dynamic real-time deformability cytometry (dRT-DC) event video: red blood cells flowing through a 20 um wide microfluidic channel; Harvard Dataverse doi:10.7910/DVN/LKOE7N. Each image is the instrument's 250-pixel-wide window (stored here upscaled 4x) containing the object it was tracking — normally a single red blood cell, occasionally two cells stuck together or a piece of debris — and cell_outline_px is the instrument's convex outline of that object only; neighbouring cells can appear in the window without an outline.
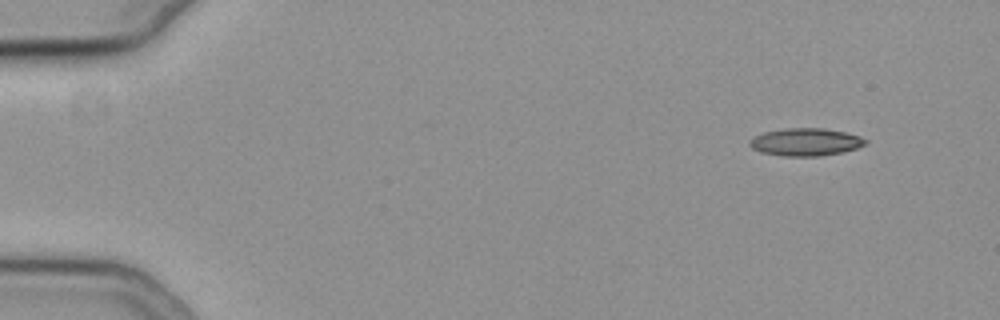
{"species": "common noctule bat (a hibernating species)", "species_latin": "Nyctalus noctula", "temperature_condition": "cold", "stored_images_in_passage": 51, "camera_frame_rate_fps": 3000, "um_per_image_px": 0.085, "animal": {"sex": "female", "body_mass_g": 19.3, "forearm_length_mm": 54.1}, "frame": {"image": 1, "passage_image": 1, "time_ms": 0.0, "image_size_px": [1000, 320], "cell_outline_px": [[868, 144], [844, 152], [820, 156], [784, 156], [760, 152], [752, 148], [748, 144], [756, 136], [764, 132], [784, 128], [824, 128], [844, 132], [860, 136], [868, 140]], "centroid_in_image_um": [68.52, 12.07], "position_along_channel_um": 16.5, "area_um2": 18.67}}
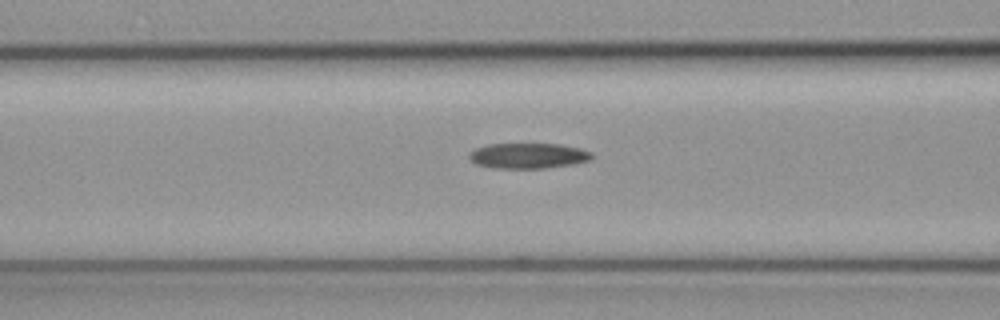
{"frame": {"image": 2, "passage_image": 19, "time_ms": 6.0, "image_size_px": [1000, 320], "cell_outline_px": [[592, 156], [588, 160], [572, 164], [544, 168], [496, 168], [476, 164], [468, 156], [468, 152], [476, 148], [488, 144], [560, 144], [580, 148], [592, 152]], "centroid_in_image_um": [44.87, 13.23], "position_along_channel_um": 121.7, "area_um2": 18.03}}
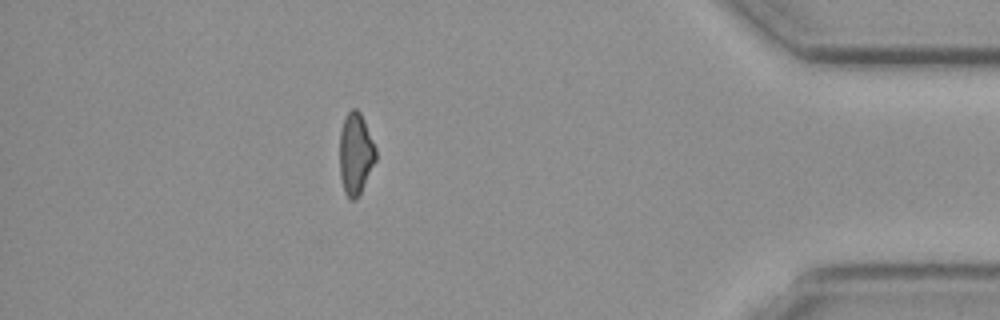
{"frame": {"image": 3, "passage_image": 45, "time_ms": 14.667, "image_size_px": [1000, 320], "cell_outline_px": [[376, 160], [356, 200], [348, 200], [344, 192], [340, 176], [340, 132], [344, 116], [352, 108], [356, 108], [360, 112], [364, 120], [376, 148]], "centroid_in_image_um": [30.21, 13.06], "position_along_channel_um": 405.0, "area_um2": 17.22}}